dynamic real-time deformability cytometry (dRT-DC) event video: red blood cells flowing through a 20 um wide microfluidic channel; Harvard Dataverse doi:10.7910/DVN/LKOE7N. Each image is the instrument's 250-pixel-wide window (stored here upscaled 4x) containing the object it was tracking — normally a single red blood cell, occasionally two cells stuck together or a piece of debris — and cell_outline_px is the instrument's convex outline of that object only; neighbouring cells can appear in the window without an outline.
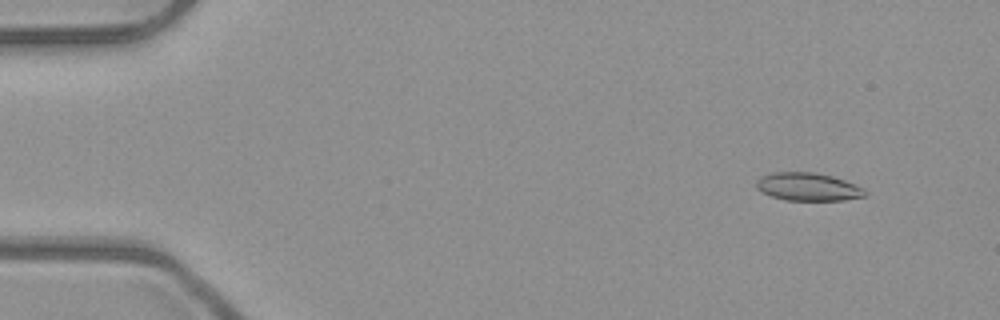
{"species": "common noctule bat (a hibernating species)", "species_latin": "Nyctalus noctula", "temperature_condition": "room temperature", "stored_images_in_passage": 52, "camera_frame_rate_fps": 3000, "um_per_image_px": 0.085, "animal": {"sex": "male", "body_mass_g": 23.1, "forearm_length_mm": 52.7}, "frame": {"image": 1, "passage_image": 5, "time_ms": 1.333, "image_size_px": [1000, 320], "cell_outline_px": [[868, 192], [864, 196], [844, 200], [784, 200], [760, 192], [756, 188], [756, 180], [760, 176], [772, 172], [816, 172], [832, 176], [844, 180], [864, 188]], "centroid_in_image_um": [68.65, 15.87], "position_along_channel_um": 16.4, "area_um2": 17.86}}
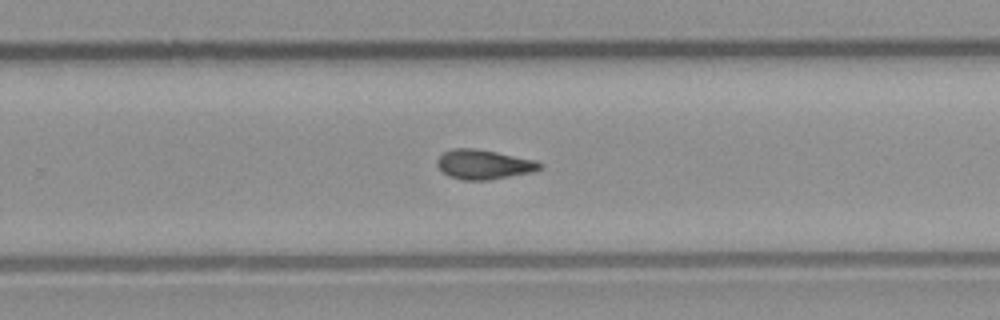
{"frame": {"image": 2, "passage_image": 34, "time_ms": 11.0, "image_size_px": [1000, 320], "cell_outline_px": [[544, 164], [540, 168], [532, 172], [488, 180], [464, 180], [448, 176], [436, 164], [436, 160], [444, 152], [452, 148], [476, 148], [536, 160]], "centroid_in_image_um": [41.11, 13.97], "position_along_channel_um": 288.7, "area_um2": 17.63}}
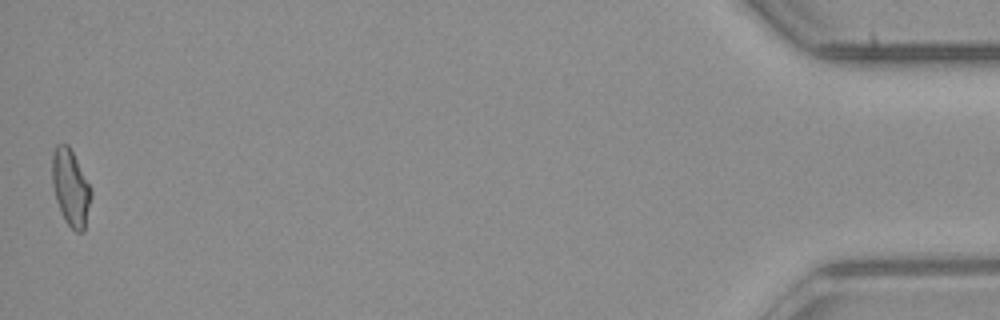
{"frame": {"image": 3, "passage_image": 52, "time_ms": 17.0, "image_size_px": [1000, 320], "cell_outline_px": [[92, 196], [84, 232], [76, 232], [64, 220], [60, 212], [56, 200], [52, 184], [52, 152], [56, 144], [68, 144], [92, 192]], "centroid_in_image_um": [5.98, 15.98], "position_along_channel_um": 429.2, "area_um2": 17.22}, "authors_computed_cell_mechanics": {"area_um2": 17.4267, "velocity_mm_per_s": 3.9763, "shape_relaxation_time_tau1_ms": null, "shape_relaxation_time_tau2_ms": 5.7342, "deformation_change_tau1": null, "deformation_change_tau2": 0.1398}}